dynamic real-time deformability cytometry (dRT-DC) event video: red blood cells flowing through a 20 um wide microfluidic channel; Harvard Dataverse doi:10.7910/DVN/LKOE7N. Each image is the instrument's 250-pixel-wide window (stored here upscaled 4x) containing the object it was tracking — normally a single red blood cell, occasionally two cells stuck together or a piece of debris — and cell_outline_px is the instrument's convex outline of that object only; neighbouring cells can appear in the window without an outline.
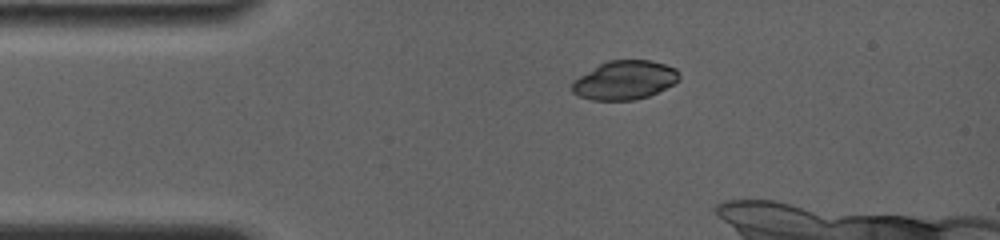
{"species": "common noctule bat (a hibernating species)", "species_latin": "Nyctalus noctula", "temperature_condition": "room temperature", "stored_images_in_passage": 9, "camera_frame_rate_fps": 4000, "um_per_image_px": 0.085, "animal": {"sex": "female", "body_mass_g": 19.0, "forearm_length_mm": 56.7}, "frame": {"image": 1, "passage_image": 1, "time_ms": 0.0, "image_size_px": [1000, 240], "cell_outline_px": [[680, 80], [648, 96], [636, 100], [592, 100], [580, 96], [572, 92], [572, 80], [600, 64], [608, 60], [652, 60], [676, 68], [680, 76]], "centroid_in_image_um": [53.09, 6.81], "position_along_channel_um": 31.9, "area_um2": 24.16}}
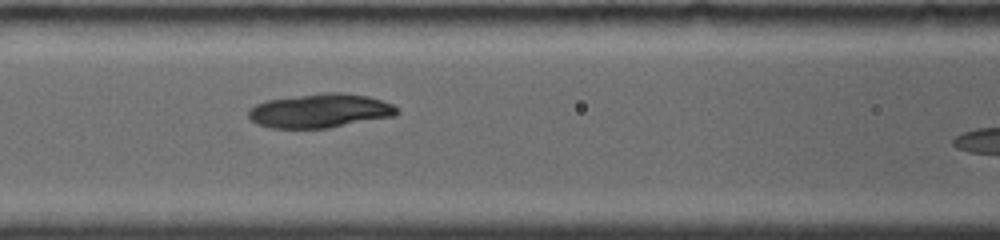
{"frame": {"image": 2, "passage_image": 7, "time_ms": 3.75, "image_size_px": [1000, 240], "cell_outline_px": [[400, 112], [396, 116], [328, 128], [272, 128], [256, 124], [248, 116], [248, 108], [256, 104], [268, 100], [324, 92], [340, 92], [368, 96], [392, 104]], "centroid_in_image_um": [27.21, 9.42], "position_along_channel_um": 139.4, "area_um2": 29.48}}
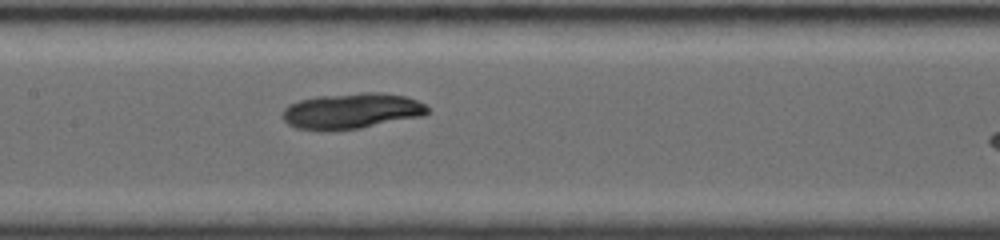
{"frame": {"image": 3, "passage_image": 9, "time_ms": 4.75, "image_size_px": [1000, 240], "cell_outline_px": [[428, 112], [424, 116], [360, 128], [324, 132], [296, 128], [288, 124], [280, 116], [284, 108], [288, 104], [300, 100], [316, 96], [364, 92], [380, 92], [404, 96], [416, 100], [424, 104], [428, 108]], "centroid_in_image_um": [29.84, 9.44], "position_along_channel_um": 177.6, "area_um2": 30.58}}